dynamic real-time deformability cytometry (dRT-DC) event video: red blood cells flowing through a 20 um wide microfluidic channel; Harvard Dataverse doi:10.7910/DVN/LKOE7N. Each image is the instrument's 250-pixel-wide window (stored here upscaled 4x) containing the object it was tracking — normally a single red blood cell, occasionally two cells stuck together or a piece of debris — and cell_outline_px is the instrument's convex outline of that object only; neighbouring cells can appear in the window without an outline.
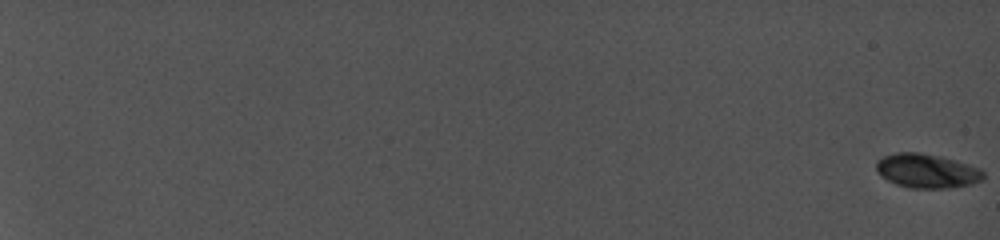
{"species": "common noctule bat (a hibernating species)", "species_latin": "Nyctalus noctula", "temperature_condition": "cold", "stored_images_in_passage": 50, "camera_frame_rate_fps": 5000, "um_per_image_px": 0.085, "animal": {"sex": "female", "body_mass_g": 19.0, "forearm_length_mm": 56.7}, "frame": {"image": 1, "passage_image": 1, "time_ms": 0.0, "image_size_px": [1000, 240], "cell_outline_px": [[984, 180], [972, 184], [948, 188], [908, 188], [896, 184], [888, 180], [876, 172], [876, 160], [884, 156], [896, 152], [920, 152], [940, 156], [968, 164], [980, 168], [984, 172]], "centroid_in_image_um": [78.78, 14.53], "position_along_channel_um": 6.2, "area_um2": 21.5}}
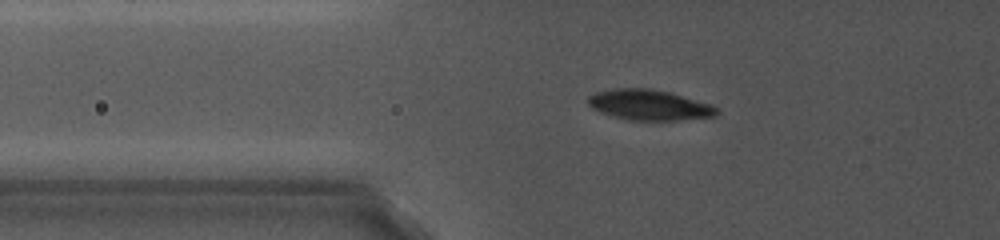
{"frame": {"image": 2, "passage_image": 33, "time_ms": 9.4, "image_size_px": [1000, 240], "cell_outline_px": [[720, 112], [716, 116], [676, 120], [628, 120], [612, 116], [600, 112], [592, 108], [588, 104], [588, 96], [596, 92], [612, 88], [648, 88], [668, 92], [712, 104], [720, 108]], "centroid_in_image_um": [55.19, 8.92], "position_along_channel_um": 70.6, "area_um2": 22.95}}
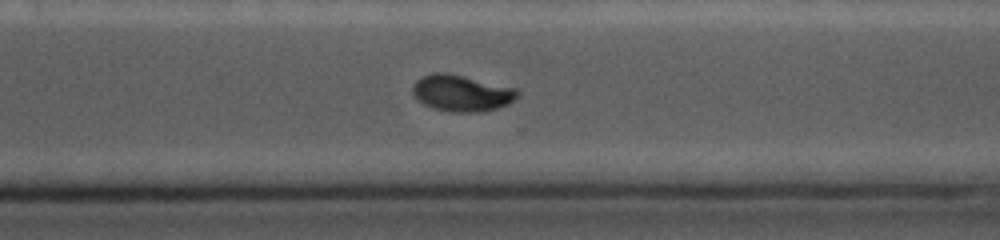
{"frame": {"image": 3, "passage_image": 50, "time_ms": 16.6, "image_size_px": [1000, 240], "cell_outline_px": [[520, 96], [508, 104], [484, 112], [452, 112], [432, 108], [416, 100], [412, 92], [412, 84], [420, 76], [432, 72], [448, 72], [516, 88], [520, 92]], "centroid_in_image_um": [39.21, 7.9], "position_along_channel_um": 331.4, "area_um2": 22.72}}